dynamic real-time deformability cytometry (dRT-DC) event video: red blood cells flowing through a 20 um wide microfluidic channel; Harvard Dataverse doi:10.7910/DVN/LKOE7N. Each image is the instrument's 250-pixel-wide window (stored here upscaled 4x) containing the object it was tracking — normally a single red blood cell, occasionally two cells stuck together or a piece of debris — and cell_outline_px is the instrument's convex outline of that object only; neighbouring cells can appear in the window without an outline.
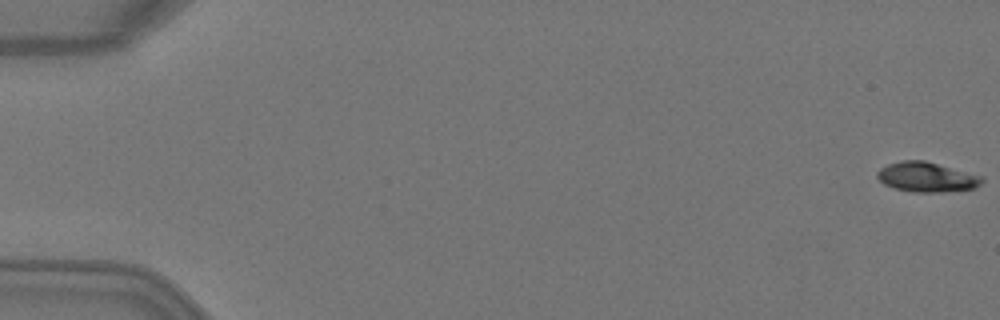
{"species": "Egyptian fruit bat (a non-hibernating species)", "species_latin": "Rousettus aegyptiacus", "temperature_condition": "warm", "stored_images_in_passage": 5, "camera_frame_rate_fps": 3000, "um_per_image_px": 0.085, "animal": {"sex": "female"}, "frame": {"image": 1, "passage_image": 1, "time_ms": 0.0, "image_size_px": [1000, 320], "cell_outline_px": [[984, 180], [980, 184], [972, 188], [944, 192], [912, 192], [896, 188], [884, 184], [876, 176], [876, 172], [880, 168], [888, 164], [904, 160], [924, 160], [984, 176]], "centroid_in_image_um": [78.77, 15.04], "position_along_channel_um": 6.2, "area_um2": 18.15}}
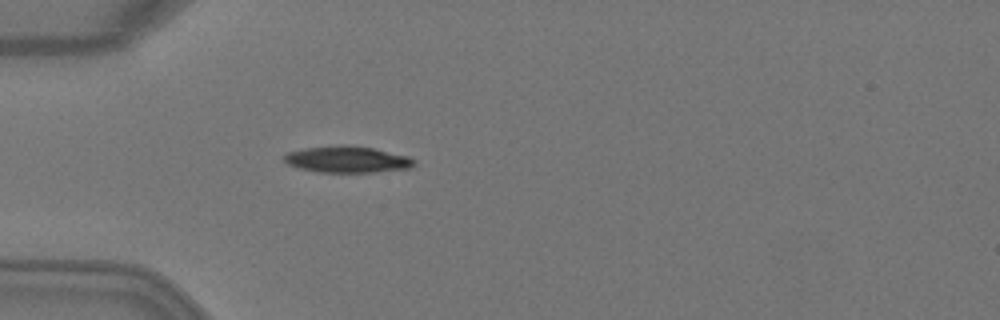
{"frame": {"image": 2, "passage_image": 5, "time_ms": 1.333, "image_size_px": [1000, 320], "cell_outline_px": [[416, 164], [408, 168], [372, 172], [320, 172], [296, 168], [288, 164], [284, 160], [284, 156], [288, 152], [304, 148], [340, 144], [344, 144], [372, 148], [408, 156], [416, 160]], "centroid_in_image_um": [29.49, 13.54], "position_along_channel_um": 55.5, "area_um2": 20.06}}